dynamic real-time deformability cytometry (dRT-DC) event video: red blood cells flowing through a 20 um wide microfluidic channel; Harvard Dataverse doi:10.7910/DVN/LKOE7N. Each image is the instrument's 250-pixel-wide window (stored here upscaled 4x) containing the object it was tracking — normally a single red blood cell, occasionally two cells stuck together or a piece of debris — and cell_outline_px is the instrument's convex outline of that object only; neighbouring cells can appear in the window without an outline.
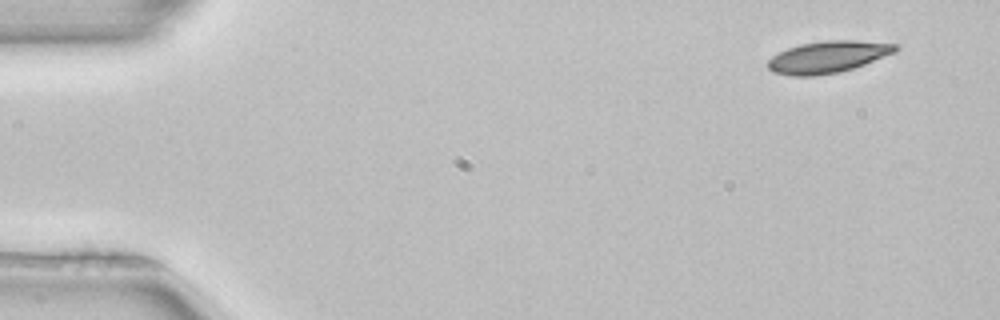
{"species": "common noctule bat (a hibernating species)", "species_latin": "Nyctalus noctula", "temperature_condition": "room temperature", "stored_images_in_passage": 9, "camera_frame_rate_fps": 3000, "um_per_image_px": 0.085, "animal": {"sex": "female", "body_mass_g": 22.7, "forearm_length_mm": 54.2}, "frame": {"image": 1, "passage_image": 1, "time_ms": 0.0, "image_size_px": [1000, 320], "cell_outline_px": [[900, 48], [896, 52], [864, 64], [840, 72], [816, 76], [792, 76], [772, 72], [768, 68], [768, 60], [772, 56], [788, 48], [800, 44], [828, 40], [852, 40], [900, 44]], "centroid_in_image_um": [70.38, 4.84], "position_along_channel_um": 14.6, "area_um2": 23.7}}